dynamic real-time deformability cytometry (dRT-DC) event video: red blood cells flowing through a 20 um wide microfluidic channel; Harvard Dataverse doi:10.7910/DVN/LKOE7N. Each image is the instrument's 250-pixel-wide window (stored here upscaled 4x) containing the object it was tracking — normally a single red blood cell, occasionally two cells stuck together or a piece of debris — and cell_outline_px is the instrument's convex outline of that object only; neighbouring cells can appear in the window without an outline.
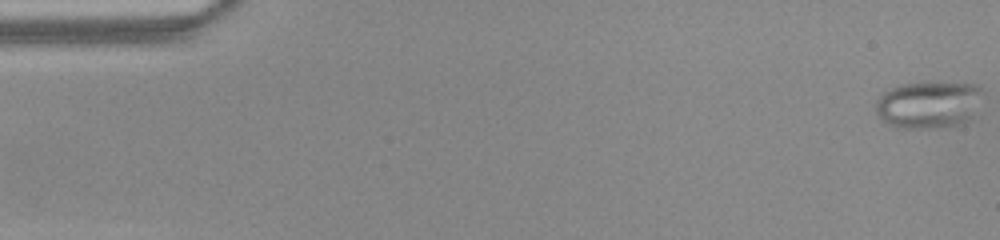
{"species": "common noctule bat (a hibernating species)", "species_latin": "Nyctalus noctula", "temperature_condition": "warm", "stored_images_in_passage": 51, "camera_frame_rate_fps": 3000, "um_per_image_px": 0.085, "animal": {"sex": "female", "body_mass_g": 22.0, "forearm_length_mm": 56.7}, "frame": {"image": 1, "passage_image": 1, "time_ms": 0.0, "image_size_px": [1000, 240], "cell_outline_px": [[980, 88], [968, 116], [956, 124], [932, 128], [896, 128], [880, 120], [876, 112], [876, 100], [884, 92], [900, 84], [924, 80], [928, 80], [976, 84]], "centroid_in_image_um": [78.75, 8.84], "position_along_channel_um": 6.3, "area_um2": 28.9}}
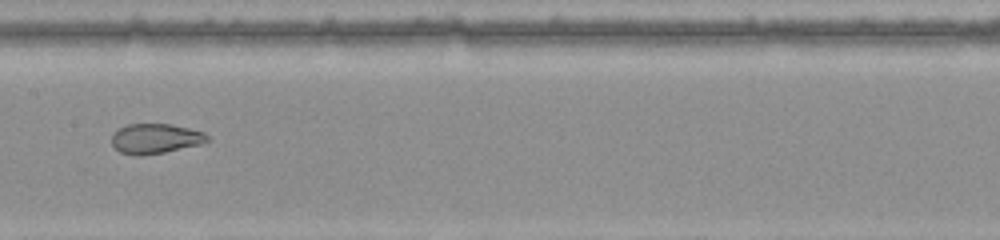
{"frame": {"image": 2, "passage_image": 26, "time_ms": 8.333, "image_size_px": [1000, 240], "cell_outline_px": [[212, 140], [200, 144], [164, 152], [140, 156], [136, 156], [120, 152], [112, 144], [112, 136], [120, 128], [128, 124], [172, 124], [204, 132]], "centroid_in_image_um": [13.23, 11.78], "position_along_channel_um": 194.2, "area_um2": 16.59}}
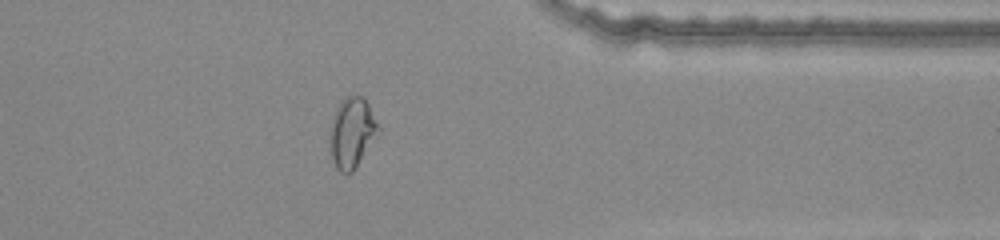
{"frame": {"image": 3, "passage_image": 41, "time_ms": 13.333, "image_size_px": [1000, 240], "cell_outline_px": [[380, 132], [356, 168], [348, 176], [340, 172], [336, 168], [332, 160], [332, 124], [336, 108], [348, 96], [364, 96], [380, 128]], "centroid_in_image_um": [29.97, 11.33], "position_along_channel_um": 381.4, "area_um2": 19.42}, "authors_computed_cell_mechanics": {"area_um2": 21.9062, "velocity_mm_per_s": 3.9962, "shape_relaxation_time_tau1_ms": null, "shape_relaxation_time_tau2_ms": 1.1845, "deformation_change_tau1": null, "deformation_change_tau2": 0.0756}}